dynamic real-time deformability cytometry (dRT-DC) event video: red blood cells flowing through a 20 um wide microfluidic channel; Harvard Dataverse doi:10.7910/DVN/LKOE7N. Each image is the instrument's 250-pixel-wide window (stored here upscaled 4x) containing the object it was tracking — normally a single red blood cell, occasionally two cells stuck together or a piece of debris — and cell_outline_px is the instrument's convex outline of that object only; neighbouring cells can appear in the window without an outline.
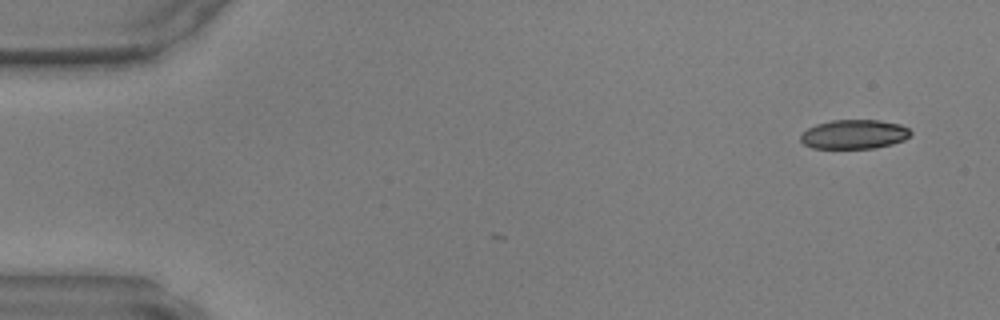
{"species": "common noctule bat (a hibernating species)", "species_latin": "Nyctalus noctula", "temperature_condition": "warm", "stored_images_in_passage": 18, "camera_frame_rate_fps": 3000, "um_per_image_px": 0.085, "animal": {"sex": "male", "body_mass_g": 17.9, "forearm_length_mm": 54.2}, "frame": {"image": 1, "passage_image": 1, "time_ms": 0.0, "image_size_px": [1000, 320], "cell_outline_px": [[912, 132], [904, 140], [892, 144], [872, 148], [812, 148], [804, 144], [800, 140], [800, 136], [808, 128], [816, 124], [832, 120], [880, 120], [900, 124], [908, 128]], "centroid_in_image_um": [72.6, 11.41], "position_along_channel_um": 12.4, "area_um2": 18.67}}
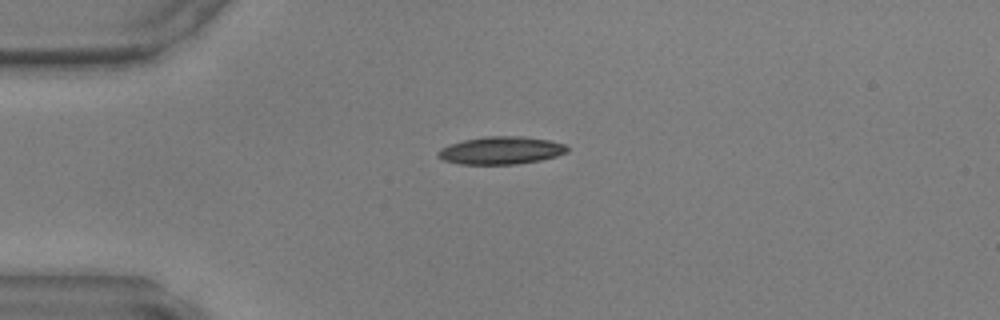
{"frame": {"image": 2, "passage_image": 10, "time_ms": 3.0, "image_size_px": [1000, 320], "cell_outline_px": [[568, 152], [556, 156], [540, 160], [516, 164], [460, 164], [444, 160], [436, 156], [436, 152], [440, 148], [448, 144], [464, 140], [484, 136], [524, 136], [548, 140], [564, 144], [568, 148]], "centroid_in_image_um": [42.55, 12.78], "position_along_channel_um": 42.5, "area_um2": 20.92}}